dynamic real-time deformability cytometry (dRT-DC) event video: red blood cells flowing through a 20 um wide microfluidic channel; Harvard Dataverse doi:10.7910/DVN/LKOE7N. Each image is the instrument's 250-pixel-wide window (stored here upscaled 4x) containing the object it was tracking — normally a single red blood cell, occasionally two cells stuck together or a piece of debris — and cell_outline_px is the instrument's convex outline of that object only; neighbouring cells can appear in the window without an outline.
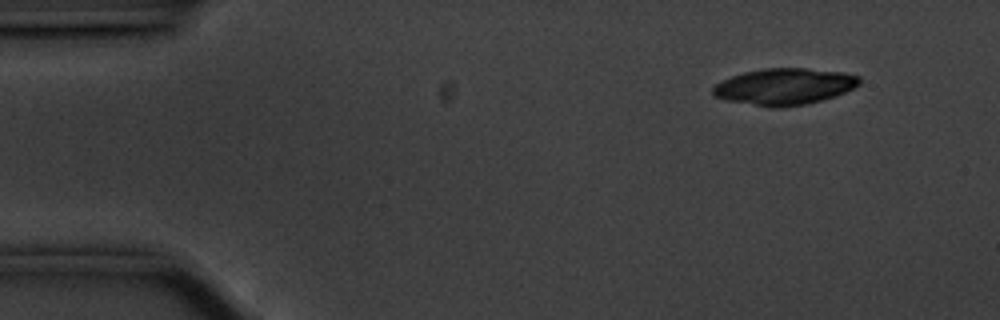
{"species": "common noctule bat (a hibernating species)", "species_latin": "Nyctalus noctula", "temperature_condition": "cold", "stored_images_in_passage": 51, "camera_frame_rate_fps": 3000, "um_per_image_px": 0.085, "animal": {"sex": "male", "body_mass_g": 20.1, "forearm_length_mm": 53.5}, "frame": {"image": 1, "passage_image": 1, "time_ms": 0.0, "image_size_px": [1000, 320], "cell_outline_px": [[860, 84], [836, 96], [824, 100], [808, 104], [780, 108], [772, 108], [724, 100], [712, 96], [712, 88], [720, 80], [744, 72], [764, 68], [808, 68], [844, 72], [860, 76]], "centroid_in_image_um": [66.66, 7.36], "position_along_channel_um": 18.3, "area_um2": 31.62}}